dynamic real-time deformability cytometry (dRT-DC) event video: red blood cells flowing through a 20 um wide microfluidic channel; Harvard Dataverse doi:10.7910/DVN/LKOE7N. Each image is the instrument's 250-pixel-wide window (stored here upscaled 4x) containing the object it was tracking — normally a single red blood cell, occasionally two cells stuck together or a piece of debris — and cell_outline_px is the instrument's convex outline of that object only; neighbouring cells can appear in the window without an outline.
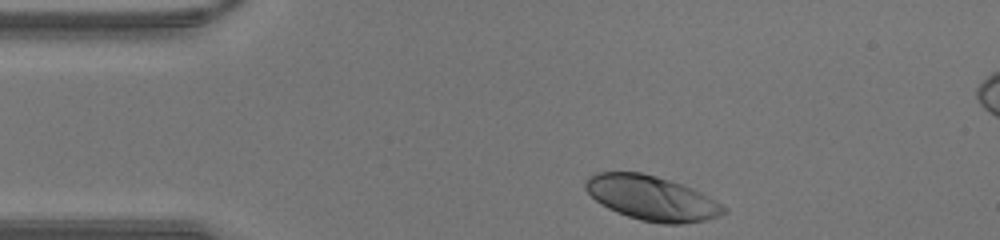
{"species": "human", "species_latin": "Homo sapiens", "temperature_condition": "warm", "stored_images_in_passage": 27, "camera_frame_rate_fps": 3000, "um_per_image_px": 0.085, "donor": {"sex": "male"}, "frame": {"image": 1, "passage_image": 1, "time_ms": 0.0, "image_size_px": [1000, 240], "cell_outline_px": [[728, 212], [708, 220], [680, 224], [664, 224], [640, 220], [616, 212], [600, 204], [584, 188], [584, 180], [588, 176], [596, 172], [640, 172], [656, 176], [692, 188], [708, 196], [728, 208]], "centroid_in_image_um": [55.39, 16.84], "position_along_channel_um": 29.6, "area_um2": 35.95}}
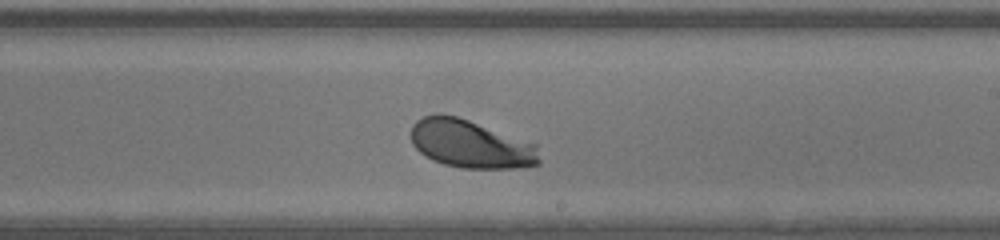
{"frame": {"image": 2, "passage_image": 18, "time_ms": 5.667, "image_size_px": [1000, 240], "cell_outline_px": [[540, 164], [516, 168], [460, 168], [444, 164], [432, 160], [424, 156], [412, 144], [412, 124], [416, 120], [424, 116], [456, 116], [468, 120], [536, 144], [540, 160]], "centroid_in_image_um": [40.0, 12.27], "position_along_channel_um": 249.0, "area_um2": 35.49}}
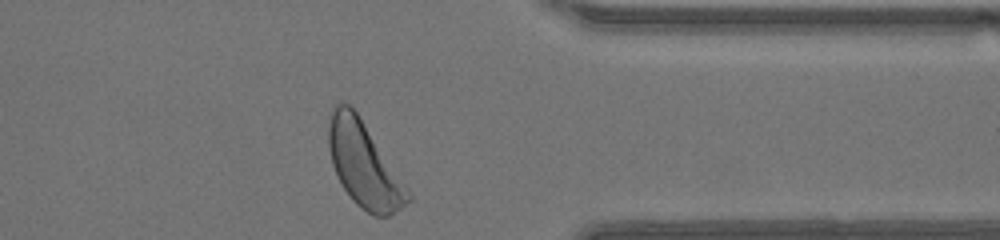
{"frame": {"image": 3, "passage_image": 27, "time_ms": 8.667, "image_size_px": [1000, 240], "cell_outline_px": [[412, 200], [388, 216], [372, 216], [360, 208], [352, 200], [336, 176], [332, 164], [328, 144], [328, 128], [332, 108], [340, 100], [348, 104], [356, 112], [408, 188], [412, 196]], "centroid_in_image_um": [30.92, 14.02], "position_along_channel_um": 380.5, "area_um2": 38.84}}